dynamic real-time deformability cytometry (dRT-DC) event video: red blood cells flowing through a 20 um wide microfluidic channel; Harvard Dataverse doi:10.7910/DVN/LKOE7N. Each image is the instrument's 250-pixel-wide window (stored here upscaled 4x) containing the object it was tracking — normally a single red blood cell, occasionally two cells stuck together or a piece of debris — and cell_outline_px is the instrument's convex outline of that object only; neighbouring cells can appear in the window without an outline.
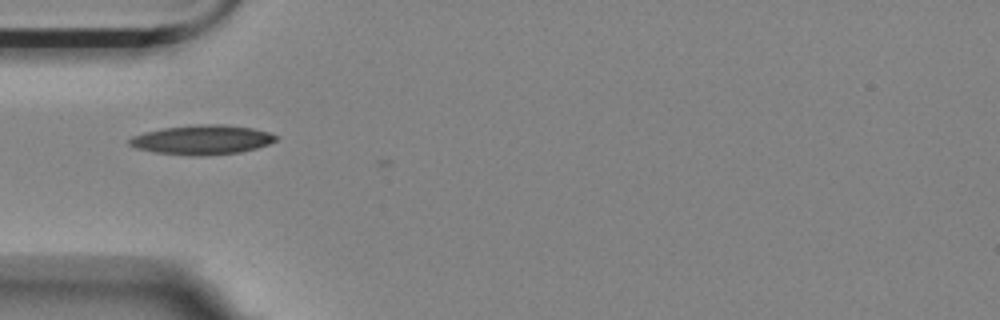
{"species": "Egyptian fruit bat (a non-hibernating species)", "species_latin": "Rousettus aegyptiacus", "temperature_condition": "room temperature", "stored_images_in_passage": 31, "camera_frame_rate_fps": 3000, "um_per_image_px": 0.085, "animal": {"sex": "female"}, "frame": {"image": 1, "passage_image": 1, "time_ms": 0.0, "image_size_px": [1000, 320], "cell_outline_px": [[280, 136], [276, 140], [268, 144], [256, 148], [240, 152], [204, 156], [192, 156], [156, 152], [136, 148], [128, 144], [128, 140], [132, 136], [144, 132], [164, 128], [200, 124], [224, 124], [252, 128], [268, 132]], "centroid_in_image_um": [17.18, 11.88], "position_along_channel_um": 67.8, "area_um2": 25.14}}
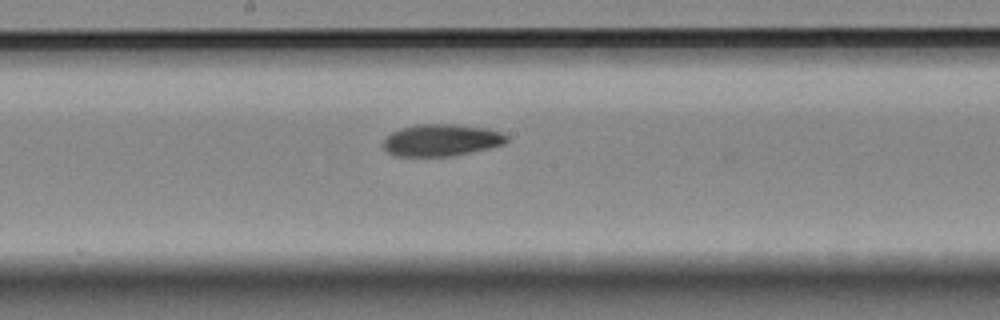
{"frame": {"image": 2, "passage_image": 13, "time_ms": 4.0, "image_size_px": [1000, 320], "cell_outline_px": [[508, 140], [504, 144], [488, 148], [448, 156], [396, 156], [388, 152], [384, 148], [384, 140], [392, 132], [400, 128], [416, 124], [456, 124], [488, 128], [500, 132], [508, 136]], "centroid_in_image_um": [37.52, 11.9], "position_along_channel_um": 210.7, "area_um2": 22.83}}
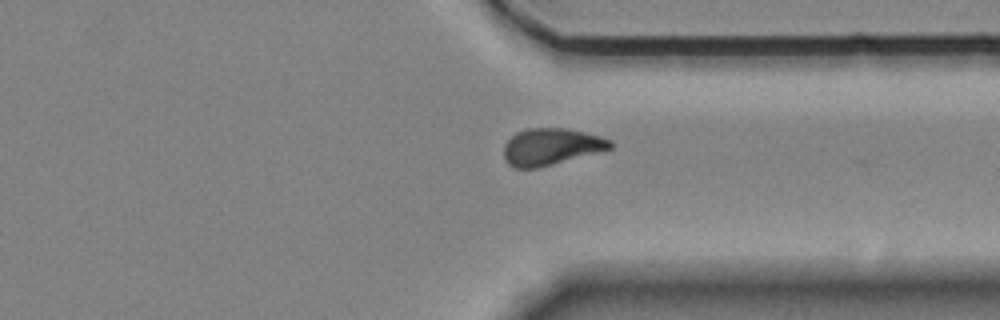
{"frame": {"image": 3, "passage_image": 26, "time_ms": 8.333, "image_size_px": [1000, 320], "cell_outline_px": [[612, 148], [552, 164], [536, 168], [512, 168], [504, 160], [504, 144], [516, 132], [528, 128], [568, 128], [600, 136], [612, 140]], "centroid_in_image_um": [46.81, 12.46], "position_along_channel_um": 364.6, "area_um2": 22.72}, "authors_computed_cell_mechanics": {"area_um2": 23.0622, "velocity_mm_per_s": 3.5518, "shape_relaxation_time_tau1_ms": 5.9046, "shape_relaxation_time_tau2_ms": 5.2748, "deformation_change_tau1": 0.1548, "deformation_change_tau2": 0.1052}}